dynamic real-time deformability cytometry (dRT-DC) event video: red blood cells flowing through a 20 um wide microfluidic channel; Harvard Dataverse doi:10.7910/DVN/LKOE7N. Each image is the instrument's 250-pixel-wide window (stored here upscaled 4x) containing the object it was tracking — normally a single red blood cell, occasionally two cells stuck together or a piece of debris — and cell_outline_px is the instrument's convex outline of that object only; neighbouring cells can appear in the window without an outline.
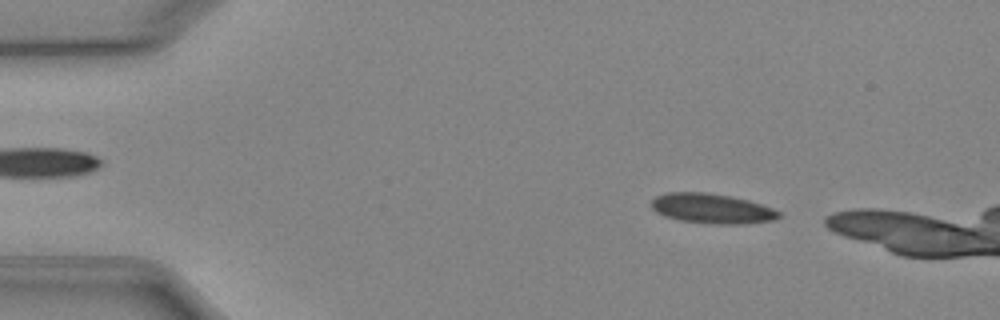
{"species": "Egyptian fruit bat (a non-hibernating species)", "species_latin": "Rousettus aegyptiacus", "temperature_condition": "cold", "stored_images_in_passage": 9, "camera_frame_rate_fps": 3000, "um_per_image_px": 0.085, "animal": {"sex": "female"}, "frame": {"image": 1, "passage_image": 4, "time_ms": 1.0, "image_size_px": [1000, 320], "cell_outline_px": [[780, 216], [776, 220], [744, 224], [712, 224], [680, 220], [664, 216], [656, 212], [652, 208], [652, 200], [656, 196], [668, 192], [704, 192], [728, 196], [748, 200], [772, 208], [780, 212]], "centroid_in_image_um": [60.51, 17.73], "position_along_channel_um": 24.5, "area_um2": 22.14}}